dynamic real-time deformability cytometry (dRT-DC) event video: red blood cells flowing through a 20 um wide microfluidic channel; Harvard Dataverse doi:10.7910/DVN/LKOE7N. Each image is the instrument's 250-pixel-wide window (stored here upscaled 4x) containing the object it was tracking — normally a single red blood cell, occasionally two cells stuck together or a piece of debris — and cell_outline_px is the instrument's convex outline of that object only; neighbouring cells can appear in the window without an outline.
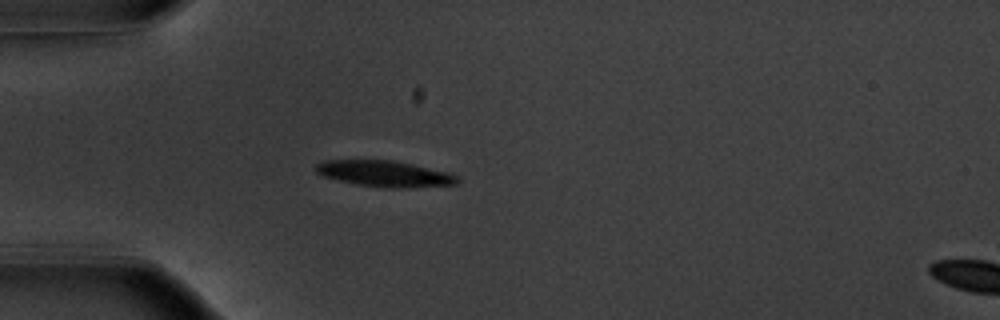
{"species": "common noctule bat (a hibernating species)", "species_latin": "Nyctalus noctula", "temperature_condition": "warm", "stored_images_in_passage": 39, "camera_frame_rate_fps": 3000, "um_per_image_px": 0.085, "animal": {"sex": "male", "body_mass_g": 20.1, "forearm_length_mm": 53.5}, "frame": {"image": 1, "passage_image": 1, "time_ms": 0.0, "image_size_px": [1000, 320], "cell_outline_px": [[460, 180], [456, 184], [400, 188], [384, 188], [356, 184], [324, 176], [316, 172], [316, 164], [324, 160], [392, 160], [412, 164], [448, 172], [456, 176]], "centroid_in_image_um": [32.69, 14.76], "position_along_channel_um": 52.3, "area_um2": 21.27}}
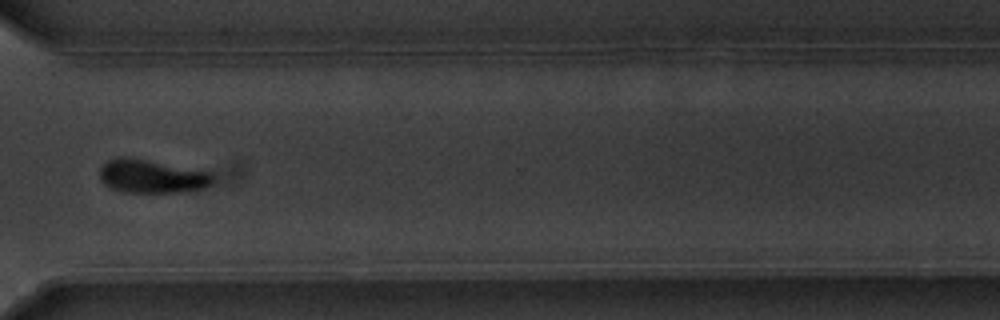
{"frame": {"image": 2, "passage_image": 26, "time_ms": 8.333, "image_size_px": [1000, 320], "cell_outline_px": [[212, 184], [200, 188], [180, 192], [124, 192], [112, 188], [104, 184], [100, 180], [100, 168], [108, 160], [116, 156], [120, 156], [144, 160], [212, 172]], "centroid_in_image_um": [12.86, 14.99], "position_along_channel_um": 357.7, "area_um2": 21.68}}
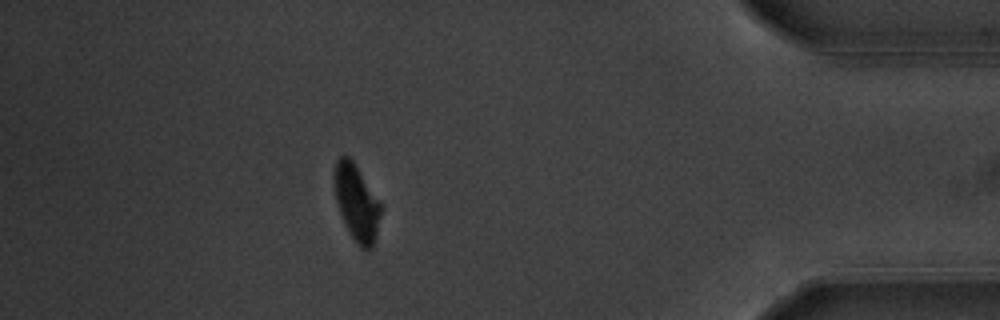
{"frame": {"image": 3, "passage_image": 33, "time_ms": 10.667, "image_size_px": [1000, 320], "cell_outline_px": [[384, 208], [372, 248], [360, 248], [356, 244], [340, 212], [336, 200], [332, 176], [336, 160], [340, 156], [348, 156], [352, 160], [380, 200]], "centroid_in_image_um": [30.33, 17.19], "position_along_channel_um": 404.9, "area_um2": 20.81}, "authors_computed_cell_mechanics": {"area_um2": 21.675, "velocity_mm_per_s": 3.7975, "shape_relaxation_time_tau1_ms": 2.3989, "shape_relaxation_time_tau2_ms": null, "deformation_change_tau1": 0.1549, "deformation_change_tau2": null}}